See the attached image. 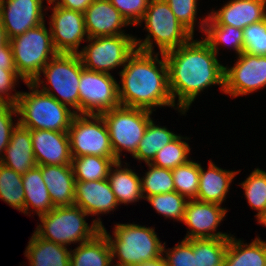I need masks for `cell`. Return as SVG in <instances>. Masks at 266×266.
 I'll return each mask as SVG.
<instances>
[{
    "label": "cell",
    "mask_w": 266,
    "mask_h": 266,
    "mask_svg": "<svg viewBox=\"0 0 266 266\" xmlns=\"http://www.w3.org/2000/svg\"><path fill=\"white\" fill-rule=\"evenodd\" d=\"M45 23L28 29L25 33L9 40L17 74L25 83H33L37 88L41 81V70L58 54L52 36Z\"/></svg>",
    "instance_id": "277c9868"
},
{
    "label": "cell",
    "mask_w": 266,
    "mask_h": 266,
    "mask_svg": "<svg viewBox=\"0 0 266 266\" xmlns=\"http://www.w3.org/2000/svg\"><path fill=\"white\" fill-rule=\"evenodd\" d=\"M53 4L50 16V34L58 53L78 54V48L83 39H88L85 28L84 14L75 10L66 9ZM86 36V37H85Z\"/></svg>",
    "instance_id": "5bb4252c"
},
{
    "label": "cell",
    "mask_w": 266,
    "mask_h": 266,
    "mask_svg": "<svg viewBox=\"0 0 266 266\" xmlns=\"http://www.w3.org/2000/svg\"><path fill=\"white\" fill-rule=\"evenodd\" d=\"M8 43H9V39L5 32V28L3 27V24L0 18V48L6 46Z\"/></svg>",
    "instance_id": "c3c4849f"
},
{
    "label": "cell",
    "mask_w": 266,
    "mask_h": 266,
    "mask_svg": "<svg viewBox=\"0 0 266 266\" xmlns=\"http://www.w3.org/2000/svg\"><path fill=\"white\" fill-rule=\"evenodd\" d=\"M240 171H227L209 161L208 170L200 164L199 189L195 200L222 204L229 192L230 183Z\"/></svg>",
    "instance_id": "603a6c76"
},
{
    "label": "cell",
    "mask_w": 266,
    "mask_h": 266,
    "mask_svg": "<svg viewBox=\"0 0 266 266\" xmlns=\"http://www.w3.org/2000/svg\"><path fill=\"white\" fill-rule=\"evenodd\" d=\"M83 14L89 38L129 35L120 28L130 24L109 0H94Z\"/></svg>",
    "instance_id": "d6986e66"
},
{
    "label": "cell",
    "mask_w": 266,
    "mask_h": 266,
    "mask_svg": "<svg viewBox=\"0 0 266 266\" xmlns=\"http://www.w3.org/2000/svg\"><path fill=\"white\" fill-rule=\"evenodd\" d=\"M0 199L24 213L25 193L22 175L0 163Z\"/></svg>",
    "instance_id": "1f68e13d"
},
{
    "label": "cell",
    "mask_w": 266,
    "mask_h": 266,
    "mask_svg": "<svg viewBox=\"0 0 266 266\" xmlns=\"http://www.w3.org/2000/svg\"><path fill=\"white\" fill-rule=\"evenodd\" d=\"M145 27L149 32L143 40L135 38L136 49L143 52H153L155 44L159 53L178 48L194 37L175 17L165 0H150L144 18ZM152 38V39H151Z\"/></svg>",
    "instance_id": "52a82bcc"
},
{
    "label": "cell",
    "mask_w": 266,
    "mask_h": 266,
    "mask_svg": "<svg viewBox=\"0 0 266 266\" xmlns=\"http://www.w3.org/2000/svg\"><path fill=\"white\" fill-rule=\"evenodd\" d=\"M240 185L251 208L258 211V219L266 211V172L256 168Z\"/></svg>",
    "instance_id": "d590c367"
},
{
    "label": "cell",
    "mask_w": 266,
    "mask_h": 266,
    "mask_svg": "<svg viewBox=\"0 0 266 266\" xmlns=\"http://www.w3.org/2000/svg\"><path fill=\"white\" fill-rule=\"evenodd\" d=\"M243 52L266 56V19L243 29Z\"/></svg>",
    "instance_id": "f35d334b"
},
{
    "label": "cell",
    "mask_w": 266,
    "mask_h": 266,
    "mask_svg": "<svg viewBox=\"0 0 266 266\" xmlns=\"http://www.w3.org/2000/svg\"><path fill=\"white\" fill-rule=\"evenodd\" d=\"M165 218L183 221L188 200L178 192L161 193L145 198Z\"/></svg>",
    "instance_id": "74e56055"
},
{
    "label": "cell",
    "mask_w": 266,
    "mask_h": 266,
    "mask_svg": "<svg viewBox=\"0 0 266 266\" xmlns=\"http://www.w3.org/2000/svg\"><path fill=\"white\" fill-rule=\"evenodd\" d=\"M11 139L0 163L23 175L37 166L31 142L30 129L17 121Z\"/></svg>",
    "instance_id": "7402d4cb"
},
{
    "label": "cell",
    "mask_w": 266,
    "mask_h": 266,
    "mask_svg": "<svg viewBox=\"0 0 266 266\" xmlns=\"http://www.w3.org/2000/svg\"><path fill=\"white\" fill-rule=\"evenodd\" d=\"M205 39L211 49L218 54V45L234 48L239 56L243 52V30L229 25H204Z\"/></svg>",
    "instance_id": "d6a6232c"
},
{
    "label": "cell",
    "mask_w": 266,
    "mask_h": 266,
    "mask_svg": "<svg viewBox=\"0 0 266 266\" xmlns=\"http://www.w3.org/2000/svg\"><path fill=\"white\" fill-rule=\"evenodd\" d=\"M152 111L118 106L101 113L108 128L114 156L121 161V152L126 150L132 156L138 149L145 130L152 117Z\"/></svg>",
    "instance_id": "ba28073f"
},
{
    "label": "cell",
    "mask_w": 266,
    "mask_h": 266,
    "mask_svg": "<svg viewBox=\"0 0 266 266\" xmlns=\"http://www.w3.org/2000/svg\"><path fill=\"white\" fill-rule=\"evenodd\" d=\"M266 19V0H230L221 9L212 10L201 20L200 29L204 25H229L244 29L252 23Z\"/></svg>",
    "instance_id": "e0dca14e"
},
{
    "label": "cell",
    "mask_w": 266,
    "mask_h": 266,
    "mask_svg": "<svg viewBox=\"0 0 266 266\" xmlns=\"http://www.w3.org/2000/svg\"><path fill=\"white\" fill-rule=\"evenodd\" d=\"M22 183L25 193V214L30 213L28 212L29 207L34 208L33 210L38 216L47 214L54 208L48 189L42 179L41 169L38 166L22 175Z\"/></svg>",
    "instance_id": "4316f807"
},
{
    "label": "cell",
    "mask_w": 266,
    "mask_h": 266,
    "mask_svg": "<svg viewBox=\"0 0 266 266\" xmlns=\"http://www.w3.org/2000/svg\"><path fill=\"white\" fill-rule=\"evenodd\" d=\"M118 85L111 73L84 68L81 71L78 88L79 114L100 115L120 106Z\"/></svg>",
    "instance_id": "7c38bea8"
},
{
    "label": "cell",
    "mask_w": 266,
    "mask_h": 266,
    "mask_svg": "<svg viewBox=\"0 0 266 266\" xmlns=\"http://www.w3.org/2000/svg\"><path fill=\"white\" fill-rule=\"evenodd\" d=\"M178 21L194 36L197 0H165Z\"/></svg>",
    "instance_id": "60d3db41"
},
{
    "label": "cell",
    "mask_w": 266,
    "mask_h": 266,
    "mask_svg": "<svg viewBox=\"0 0 266 266\" xmlns=\"http://www.w3.org/2000/svg\"><path fill=\"white\" fill-rule=\"evenodd\" d=\"M68 137L72 157H115L108 128L101 115L76 114L68 130Z\"/></svg>",
    "instance_id": "8fae6325"
},
{
    "label": "cell",
    "mask_w": 266,
    "mask_h": 266,
    "mask_svg": "<svg viewBox=\"0 0 266 266\" xmlns=\"http://www.w3.org/2000/svg\"><path fill=\"white\" fill-rule=\"evenodd\" d=\"M227 210L220 204L188 200L183 223L190 231L184 239L230 238L231 234L217 232V227L226 216Z\"/></svg>",
    "instance_id": "9a60e30c"
},
{
    "label": "cell",
    "mask_w": 266,
    "mask_h": 266,
    "mask_svg": "<svg viewBox=\"0 0 266 266\" xmlns=\"http://www.w3.org/2000/svg\"><path fill=\"white\" fill-rule=\"evenodd\" d=\"M0 18L10 40L45 22L43 0H0Z\"/></svg>",
    "instance_id": "2e32d148"
},
{
    "label": "cell",
    "mask_w": 266,
    "mask_h": 266,
    "mask_svg": "<svg viewBox=\"0 0 266 266\" xmlns=\"http://www.w3.org/2000/svg\"><path fill=\"white\" fill-rule=\"evenodd\" d=\"M163 256L164 254L158 258H154V259L142 262L141 264H138L137 266H167L166 260Z\"/></svg>",
    "instance_id": "7dc6e473"
},
{
    "label": "cell",
    "mask_w": 266,
    "mask_h": 266,
    "mask_svg": "<svg viewBox=\"0 0 266 266\" xmlns=\"http://www.w3.org/2000/svg\"><path fill=\"white\" fill-rule=\"evenodd\" d=\"M158 55L159 53L136 49L128 58L122 71L119 72L121 86L118 85V95L122 106L149 111H155L154 107L159 106L175 108L176 104L172 100L169 88L165 56L161 53L160 60Z\"/></svg>",
    "instance_id": "7a4b0ae2"
},
{
    "label": "cell",
    "mask_w": 266,
    "mask_h": 266,
    "mask_svg": "<svg viewBox=\"0 0 266 266\" xmlns=\"http://www.w3.org/2000/svg\"><path fill=\"white\" fill-rule=\"evenodd\" d=\"M116 157L85 155L72 157L71 166L75 181H99L107 179L111 167L117 162Z\"/></svg>",
    "instance_id": "f1b7e54d"
},
{
    "label": "cell",
    "mask_w": 266,
    "mask_h": 266,
    "mask_svg": "<svg viewBox=\"0 0 266 266\" xmlns=\"http://www.w3.org/2000/svg\"><path fill=\"white\" fill-rule=\"evenodd\" d=\"M14 114L18 117L16 105L0 104V160L9 144L12 131L16 127L12 119Z\"/></svg>",
    "instance_id": "ee69618b"
},
{
    "label": "cell",
    "mask_w": 266,
    "mask_h": 266,
    "mask_svg": "<svg viewBox=\"0 0 266 266\" xmlns=\"http://www.w3.org/2000/svg\"><path fill=\"white\" fill-rule=\"evenodd\" d=\"M192 37L182 46L164 53L168 67L172 100L178 96L176 107L185 114L198 94L211 85H220L224 91L225 66L217 54L202 39Z\"/></svg>",
    "instance_id": "6da1fadb"
},
{
    "label": "cell",
    "mask_w": 266,
    "mask_h": 266,
    "mask_svg": "<svg viewBox=\"0 0 266 266\" xmlns=\"http://www.w3.org/2000/svg\"><path fill=\"white\" fill-rule=\"evenodd\" d=\"M223 266H266V241L258 237L248 245L232 235Z\"/></svg>",
    "instance_id": "83f0119b"
},
{
    "label": "cell",
    "mask_w": 266,
    "mask_h": 266,
    "mask_svg": "<svg viewBox=\"0 0 266 266\" xmlns=\"http://www.w3.org/2000/svg\"><path fill=\"white\" fill-rule=\"evenodd\" d=\"M84 69L78 54L58 53L41 70L57 96L50 87L43 84L42 92L54 97L60 103L70 106L79 114V81ZM62 98V99H61ZM77 110V111H76Z\"/></svg>",
    "instance_id": "9c48e42d"
},
{
    "label": "cell",
    "mask_w": 266,
    "mask_h": 266,
    "mask_svg": "<svg viewBox=\"0 0 266 266\" xmlns=\"http://www.w3.org/2000/svg\"><path fill=\"white\" fill-rule=\"evenodd\" d=\"M37 165H71L68 132L30 129Z\"/></svg>",
    "instance_id": "ac0fdd59"
},
{
    "label": "cell",
    "mask_w": 266,
    "mask_h": 266,
    "mask_svg": "<svg viewBox=\"0 0 266 266\" xmlns=\"http://www.w3.org/2000/svg\"><path fill=\"white\" fill-rule=\"evenodd\" d=\"M177 136V134H174L166 127L154 124L151 119L145 130L144 136L139 143L138 149L133 155V158L140 161L142 160L145 164L151 163L157 152L174 140Z\"/></svg>",
    "instance_id": "f546056e"
},
{
    "label": "cell",
    "mask_w": 266,
    "mask_h": 266,
    "mask_svg": "<svg viewBox=\"0 0 266 266\" xmlns=\"http://www.w3.org/2000/svg\"><path fill=\"white\" fill-rule=\"evenodd\" d=\"M70 252L67 246L44 240L34 232L25 256L29 266H70Z\"/></svg>",
    "instance_id": "cb8c5ba5"
},
{
    "label": "cell",
    "mask_w": 266,
    "mask_h": 266,
    "mask_svg": "<svg viewBox=\"0 0 266 266\" xmlns=\"http://www.w3.org/2000/svg\"><path fill=\"white\" fill-rule=\"evenodd\" d=\"M101 231L109 241L112 259L118 258L113 266H137L163 255V245L154 228L134 223L117 224L113 231L114 240L104 226Z\"/></svg>",
    "instance_id": "5b68a950"
},
{
    "label": "cell",
    "mask_w": 266,
    "mask_h": 266,
    "mask_svg": "<svg viewBox=\"0 0 266 266\" xmlns=\"http://www.w3.org/2000/svg\"><path fill=\"white\" fill-rule=\"evenodd\" d=\"M112 262L110 244L102 231L70 252V266H112Z\"/></svg>",
    "instance_id": "d4e9b609"
},
{
    "label": "cell",
    "mask_w": 266,
    "mask_h": 266,
    "mask_svg": "<svg viewBox=\"0 0 266 266\" xmlns=\"http://www.w3.org/2000/svg\"><path fill=\"white\" fill-rule=\"evenodd\" d=\"M54 207L71 206L75 201V177L71 165H37Z\"/></svg>",
    "instance_id": "44dd1931"
},
{
    "label": "cell",
    "mask_w": 266,
    "mask_h": 266,
    "mask_svg": "<svg viewBox=\"0 0 266 266\" xmlns=\"http://www.w3.org/2000/svg\"><path fill=\"white\" fill-rule=\"evenodd\" d=\"M19 78L21 79L16 68H0V104L16 105L21 92L12 95L10 92L15 90V84Z\"/></svg>",
    "instance_id": "7bdbcfd3"
},
{
    "label": "cell",
    "mask_w": 266,
    "mask_h": 266,
    "mask_svg": "<svg viewBox=\"0 0 266 266\" xmlns=\"http://www.w3.org/2000/svg\"><path fill=\"white\" fill-rule=\"evenodd\" d=\"M163 252L167 266H195V255L193 253V239H183L174 248L165 251V242L163 243Z\"/></svg>",
    "instance_id": "ab89813d"
},
{
    "label": "cell",
    "mask_w": 266,
    "mask_h": 266,
    "mask_svg": "<svg viewBox=\"0 0 266 266\" xmlns=\"http://www.w3.org/2000/svg\"><path fill=\"white\" fill-rule=\"evenodd\" d=\"M130 25H140L150 0H109Z\"/></svg>",
    "instance_id": "b9f144b4"
},
{
    "label": "cell",
    "mask_w": 266,
    "mask_h": 266,
    "mask_svg": "<svg viewBox=\"0 0 266 266\" xmlns=\"http://www.w3.org/2000/svg\"><path fill=\"white\" fill-rule=\"evenodd\" d=\"M55 5L84 13L94 0H51ZM57 1V2H56Z\"/></svg>",
    "instance_id": "f6af8a7d"
},
{
    "label": "cell",
    "mask_w": 266,
    "mask_h": 266,
    "mask_svg": "<svg viewBox=\"0 0 266 266\" xmlns=\"http://www.w3.org/2000/svg\"><path fill=\"white\" fill-rule=\"evenodd\" d=\"M74 205L88 215L106 214L119 206L107 179L99 181H76Z\"/></svg>",
    "instance_id": "ffe728a7"
},
{
    "label": "cell",
    "mask_w": 266,
    "mask_h": 266,
    "mask_svg": "<svg viewBox=\"0 0 266 266\" xmlns=\"http://www.w3.org/2000/svg\"><path fill=\"white\" fill-rule=\"evenodd\" d=\"M229 238L193 239L195 266H223Z\"/></svg>",
    "instance_id": "4dcf8cb0"
},
{
    "label": "cell",
    "mask_w": 266,
    "mask_h": 266,
    "mask_svg": "<svg viewBox=\"0 0 266 266\" xmlns=\"http://www.w3.org/2000/svg\"><path fill=\"white\" fill-rule=\"evenodd\" d=\"M89 216L79 206L54 207L47 214L39 216L40 222L34 231L40 238L67 246L81 244L92 239L103 227L100 218L89 227L85 218Z\"/></svg>",
    "instance_id": "8992f818"
},
{
    "label": "cell",
    "mask_w": 266,
    "mask_h": 266,
    "mask_svg": "<svg viewBox=\"0 0 266 266\" xmlns=\"http://www.w3.org/2000/svg\"><path fill=\"white\" fill-rule=\"evenodd\" d=\"M32 92H22L16 103L18 123L28 129L68 132L76 113L33 83H25Z\"/></svg>",
    "instance_id": "3957f363"
},
{
    "label": "cell",
    "mask_w": 266,
    "mask_h": 266,
    "mask_svg": "<svg viewBox=\"0 0 266 266\" xmlns=\"http://www.w3.org/2000/svg\"><path fill=\"white\" fill-rule=\"evenodd\" d=\"M0 68H16L10 43L0 48Z\"/></svg>",
    "instance_id": "bcb514c9"
},
{
    "label": "cell",
    "mask_w": 266,
    "mask_h": 266,
    "mask_svg": "<svg viewBox=\"0 0 266 266\" xmlns=\"http://www.w3.org/2000/svg\"><path fill=\"white\" fill-rule=\"evenodd\" d=\"M266 87V56L242 52L235 65L225 66L224 93L233 97L244 96Z\"/></svg>",
    "instance_id": "4fadbf2b"
},
{
    "label": "cell",
    "mask_w": 266,
    "mask_h": 266,
    "mask_svg": "<svg viewBox=\"0 0 266 266\" xmlns=\"http://www.w3.org/2000/svg\"><path fill=\"white\" fill-rule=\"evenodd\" d=\"M258 223L266 227V211L258 218Z\"/></svg>",
    "instance_id": "681fc988"
},
{
    "label": "cell",
    "mask_w": 266,
    "mask_h": 266,
    "mask_svg": "<svg viewBox=\"0 0 266 266\" xmlns=\"http://www.w3.org/2000/svg\"><path fill=\"white\" fill-rule=\"evenodd\" d=\"M175 191L188 200L196 199L199 189L200 163L189 160L172 169Z\"/></svg>",
    "instance_id": "836d02e7"
},
{
    "label": "cell",
    "mask_w": 266,
    "mask_h": 266,
    "mask_svg": "<svg viewBox=\"0 0 266 266\" xmlns=\"http://www.w3.org/2000/svg\"><path fill=\"white\" fill-rule=\"evenodd\" d=\"M87 41L90 43L78 55L83 67L91 71L110 74V70L124 67L136 51L135 38L130 35L98 36Z\"/></svg>",
    "instance_id": "30bf717a"
},
{
    "label": "cell",
    "mask_w": 266,
    "mask_h": 266,
    "mask_svg": "<svg viewBox=\"0 0 266 266\" xmlns=\"http://www.w3.org/2000/svg\"><path fill=\"white\" fill-rule=\"evenodd\" d=\"M121 164V161H117L111 167L107 180L119 205L137 202L140 198H144L141 178L132 169L126 168L125 165L122 168Z\"/></svg>",
    "instance_id": "484cf974"
},
{
    "label": "cell",
    "mask_w": 266,
    "mask_h": 266,
    "mask_svg": "<svg viewBox=\"0 0 266 266\" xmlns=\"http://www.w3.org/2000/svg\"><path fill=\"white\" fill-rule=\"evenodd\" d=\"M182 139H189L178 135L174 140L159 150L151 164L159 168L174 169L179 165L187 163L190 146Z\"/></svg>",
    "instance_id": "e575fe53"
},
{
    "label": "cell",
    "mask_w": 266,
    "mask_h": 266,
    "mask_svg": "<svg viewBox=\"0 0 266 266\" xmlns=\"http://www.w3.org/2000/svg\"><path fill=\"white\" fill-rule=\"evenodd\" d=\"M147 166L149 170L145 173V177L141 178L144 198L175 191L172 169L159 168L151 163H147Z\"/></svg>",
    "instance_id": "8d00e7d4"
}]
</instances>
